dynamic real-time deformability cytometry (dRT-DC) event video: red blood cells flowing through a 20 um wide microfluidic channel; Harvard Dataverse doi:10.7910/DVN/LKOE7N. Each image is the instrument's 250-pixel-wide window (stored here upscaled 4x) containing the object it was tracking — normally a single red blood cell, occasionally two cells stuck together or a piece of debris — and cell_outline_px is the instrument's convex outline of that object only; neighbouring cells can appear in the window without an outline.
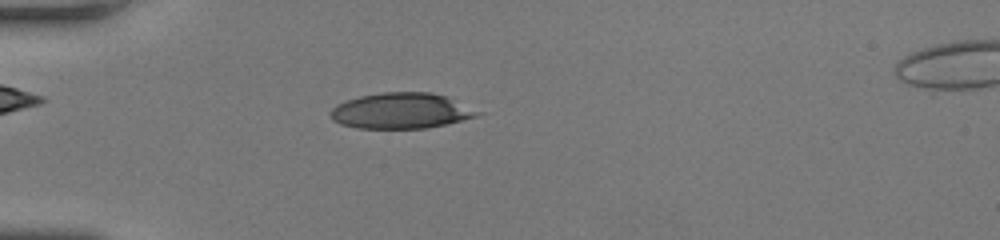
{"species": "human", "species_latin": "Homo sapiens", "temperature_condition": "room temperature", "stored_images_in_passage": 38, "camera_frame_rate_fps": 3000, "um_per_image_px": 0.085, "donor": {"sex": "female"}, "frame": {"image": 1, "passage_image": 3, "time_ms": 0.667, "image_size_px": [1000, 240], "cell_outline_px": [[484, 112], [476, 116], [444, 124], [424, 128], [356, 128], [340, 124], [332, 120], [328, 112], [336, 104], [360, 96], [380, 92], [432, 92], [448, 96]], "centroid_in_image_um": [34.08, 9.4], "position_along_channel_um": 50.9, "area_um2": 30.75}}
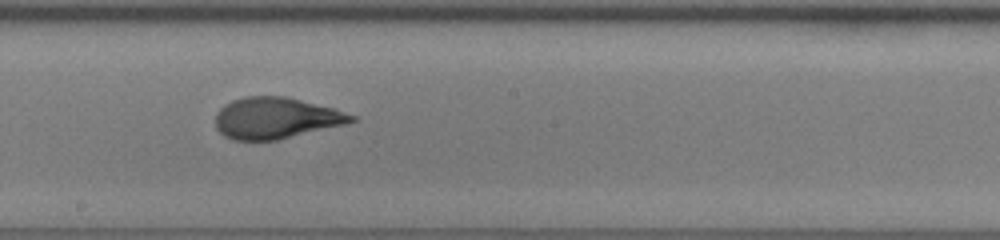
{"frame": {"image": 2, "passage_image": 17, "time_ms": 5.333, "image_size_px": [1000, 240], "cell_outline_px": [[356, 120], [344, 124], [280, 140], [232, 140], [224, 136], [216, 128], [216, 112], [224, 104], [232, 100], [244, 96], [284, 96], [332, 108], [356, 116]], "centroid_in_image_um": [23.4, 10.04], "position_along_channel_um": 224.8, "area_um2": 32.6}}
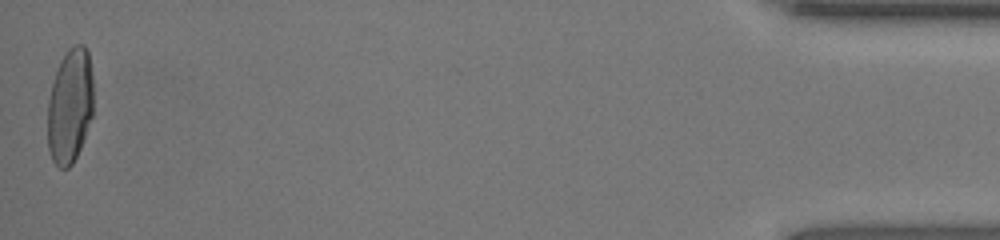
{"frame": {"image": 3, "passage_image": 38, "time_ms": 12.333, "image_size_px": [1000, 240], "cell_outline_px": [[92, 116], [80, 148], [72, 164], [68, 168], [60, 168], [52, 160], [48, 148], [48, 100], [52, 84], [60, 60], [68, 48], [76, 44], [84, 44], [88, 52], [92, 76]], "centroid_in_image_um": [5.94, 8.99], "position_along_channel_um": 429.3, "area_um2": 30.52}, "authors_computed_cell_mechanics": {"area_um2": 32.7726, "velocity_mm_per_s": 4.1768, "shape_relaxation_time_tau1_ms": 4.7449, "shape_relaxation_time_tau2_ms": 0.7734, "deformation_change_tau1": 0.2284, "deformation_change_tau2": 0.0663}}